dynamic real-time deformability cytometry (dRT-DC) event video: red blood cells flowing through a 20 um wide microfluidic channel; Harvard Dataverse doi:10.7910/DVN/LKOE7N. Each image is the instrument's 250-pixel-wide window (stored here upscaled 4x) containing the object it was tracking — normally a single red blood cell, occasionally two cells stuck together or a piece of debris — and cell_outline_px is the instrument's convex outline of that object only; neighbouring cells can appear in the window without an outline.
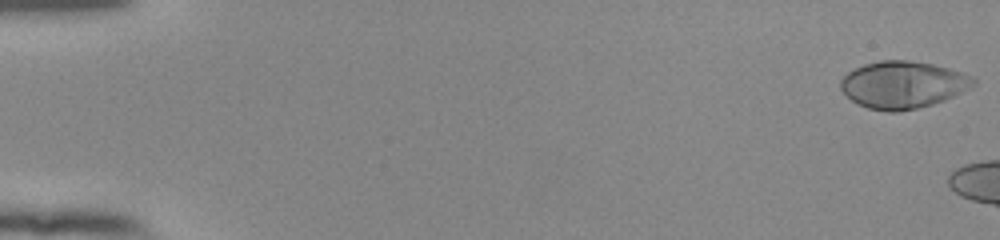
{"species": "human", "species_latin": "Homo sapiens", "temperature_condition": "room temperature", "stored_images_in_passage": 7, "camera_frame_rate_fps": 3000, "um_per_image_px": 0.085, "donor": {"sex": "female"}, "frame": {"image": 1, "passage_image": 1, "time_ms": 0.0, "image_size_px": [1000, 240], "cell_outline_px": [[976, 84], [944, 100], [932, 104], [900, 112], [888, 112], [868, 108], [852, 100], [840, 88], [840, 80], [848, 72], [864, 64], [880, 60], [908, 60], [932, 64], [948, 68], [972, 76], [976, 80]], "centroid_in_image_um": [76.73, 7.2], "position_along_channel_um": 8.3, "area_um2": 36.18}}